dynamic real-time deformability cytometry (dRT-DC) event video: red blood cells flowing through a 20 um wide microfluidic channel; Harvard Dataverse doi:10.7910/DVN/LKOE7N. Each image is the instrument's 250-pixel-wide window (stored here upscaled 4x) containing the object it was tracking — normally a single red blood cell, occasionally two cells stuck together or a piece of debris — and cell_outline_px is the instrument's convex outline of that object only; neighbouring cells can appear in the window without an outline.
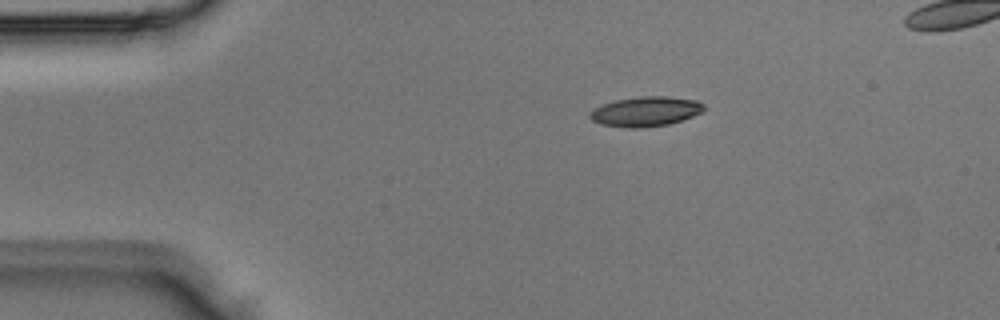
{"species": "Egyptian fruit bat (a non-hibernating species)", "species_latin": "Rousettus aegyptiacus", "temperature_condition": "room temperature", "stored_images_in_passage": 3, "segment_of_instrument_passage": [1, 2], "camera_frame_rate_fps": 3000, "um_per_image_px": 0.085, "animal": {"sex": "male"}, "frame": {"image": 1, "passage_image": 1, "time_ms": 0.0, "image_size_px": [1000, 320], "cell_outline_px": [[704, 112], [668, 124], [640, 128], [628, 128], [600, 124], [592, 120], [588, 116], [588, 112], [592, 108], [616, 100], [640, 96], [664, 96], [696, 100], [704, 104]], "centroid_in_image_um": [54.84, 9.48], "position_along_channel_um": 30.2, "area_um2": 19.83}}